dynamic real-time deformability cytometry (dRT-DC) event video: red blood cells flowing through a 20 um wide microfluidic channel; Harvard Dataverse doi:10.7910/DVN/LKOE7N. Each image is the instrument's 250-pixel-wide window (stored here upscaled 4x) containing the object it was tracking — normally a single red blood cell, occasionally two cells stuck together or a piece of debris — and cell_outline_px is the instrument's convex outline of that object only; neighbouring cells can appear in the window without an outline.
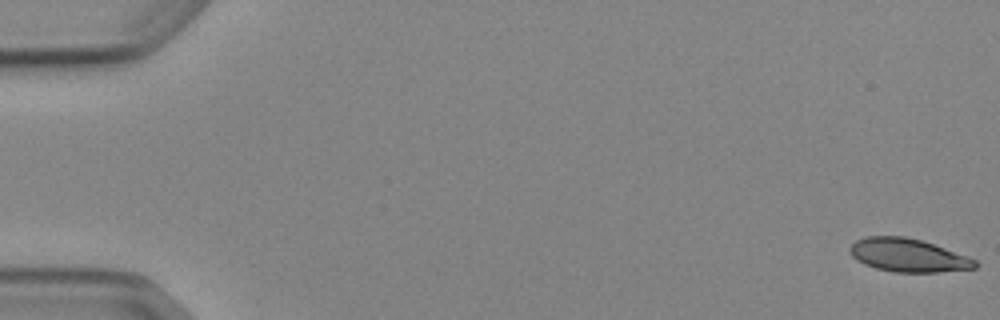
{"species": "Egyptian fruit bat (a non-hibernating species)", "species_latin": "Rousettus aegyptiacus", "temperature_condition": "cold", "stored_images_in_passage": 6, "camera_frame_rate_fps": 3000, "um_per_image_px": 0.085, "animal": {"sex": "female"}, "frame": {"image": 1, "passage_image": 1, "time_ms": 0.0, "image_size_px": [1000, 320], "cell_outline_px": [[980, 264], [976, 268], [936, 272], [896, 272], [876, 268], [864, 264], [856, 260], [848, 252], [848, 248], [856, 240], [868, 236], [904, 236], [920, 240], [968, 256], [976, 260]], "centroid_in_image_um": [77.17, 21.7], "position_along_channel_um": 7.8, "area_um2": 24.22}}
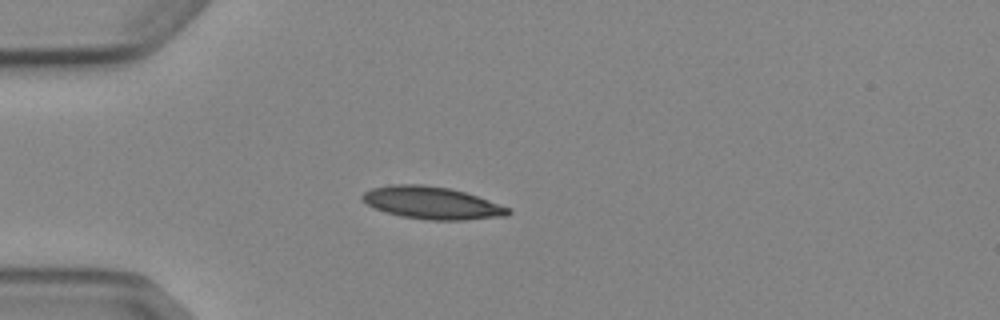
{"frame": {"image": 2, "passage_image": 5, "time_ms": 4.667, "image_size_px": [1000, 320], "cell_outline_px": [[512, 212], [508, 216], [464, 220], [428, 220], [400, 216], [376, 208], [368, 204], [360, 196], [364, 192], [372, 188], [392, 184], [420, 184], [448, 188], [464, 192], [488, 200], [508, 208]], "centroid_in_image_um": [36.72, 17.25], "position_along_channel_um": 48.3, "area_um2": 27.22}}